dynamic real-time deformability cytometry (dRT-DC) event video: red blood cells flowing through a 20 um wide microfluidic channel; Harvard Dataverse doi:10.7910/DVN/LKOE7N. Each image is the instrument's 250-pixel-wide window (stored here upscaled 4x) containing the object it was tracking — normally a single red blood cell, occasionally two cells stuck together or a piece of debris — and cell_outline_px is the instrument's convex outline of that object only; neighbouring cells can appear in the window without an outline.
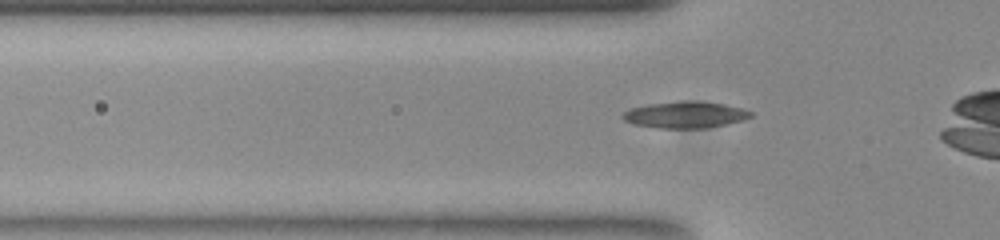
{"species": "common noctule bat (a hibernating species)", "species_latin": "Nyctalus noctula", "temperature_condition": "room temperature", "stored_images_in_passage": 33, "camera_frame_rate_fps": 3000, "um_per_image_px": 0.085, "animal": {"sex": "female", "body_mass_g": 23.0, "forearm_length_mm": 53.4}, "frame": {"image": 1, "passage_image": 6, "time_ms": 1.667, "image_size_px": [1000, 240], "cell_outline_px": [[752, 116], [744, 120], [728, 124], [708, 128], [656, 128], [632, 124], [624, 120], [620, 116], [628, 108], [648, 104], [684, 100], [692, 100], [724, 104], [744, 108], [752, 112]], "centroid_in_image_um": [58.23, 9.75], "position_along_channel_um": 67.6, "area_um2": 20.17}}
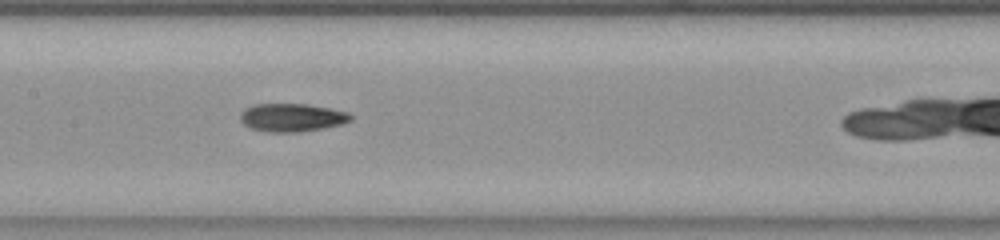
{"frame": {"image": 2, "passage_image": 15, "time_ms": 4.667, "image_size_px": [1000, 240], "cell_outline_px": [[352, 120], [344, 124], [324, 128], [296, 132], [272, 132], [248, 128], [240, 120], [240, 112], [244, 108], [252, 104], [308, 104], [348, 112], [352, 116]], "centroid_in_image_um": [24.79, 9.99], "position_along_channel_um": 182.6, "area_um2": 18.26}}
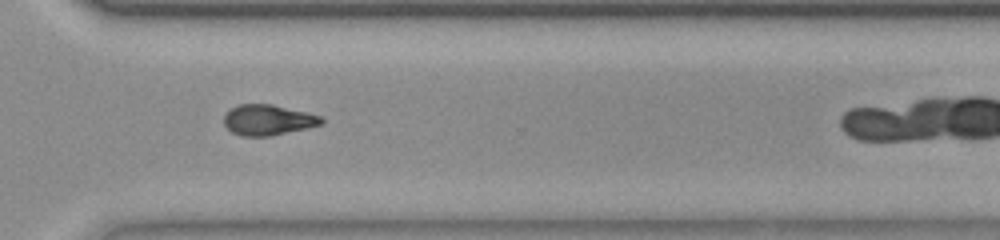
{"frame": {"image": 3, "passage_image": 28, "time_ms": 9.0, "image_size_px": [1000, 240], "cell_outline_px": [[324, 124], [308, 128], [272, 136], [240, 136], [232, 132], [224, 124], [224, 116], [228, 108], [236, 104], [272, 104], [308, 112], [324, 116]], "centroid_in_image_um": [22.8, 10.19], "position_along_channel_um": 347.8, "area_um2": 17.8}}